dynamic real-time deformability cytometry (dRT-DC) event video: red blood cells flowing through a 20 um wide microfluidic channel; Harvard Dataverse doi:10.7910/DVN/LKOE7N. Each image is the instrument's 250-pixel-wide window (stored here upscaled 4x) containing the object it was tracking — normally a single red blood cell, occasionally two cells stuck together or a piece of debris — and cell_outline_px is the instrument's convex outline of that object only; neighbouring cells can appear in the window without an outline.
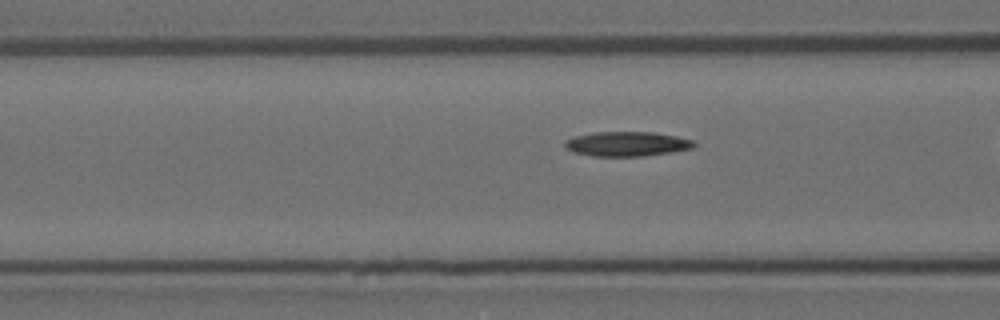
{"species": "Egyptian fruit bat (a non-hibernating species)", "species_latin": "Rousettus aegyptiacus", "temperature_condition": "room temperature", "stored_images_in_passage": 42, "camera_frame_rate_fps": 3000, "um_per_image_px": 0.085, "animal": {"sex": "female"}, "frame": {"image": 1, "passage_image": 20, "time_ms": 6.333, "image_size_px": [1000, 320], "cell_outline_px": [[696, 144], [692, 148], [672, 152], [644, 156], [592, 156], [576, 152], [568, 148], [564, 144], [564, 140], [576, 136], [596, 132], [652, 132], [676, 136], [692, 140]], "centroid_in_image_um": [53.31, 12.23], "position_along_channel_um": 113.3, "area_um2": 18.32}}
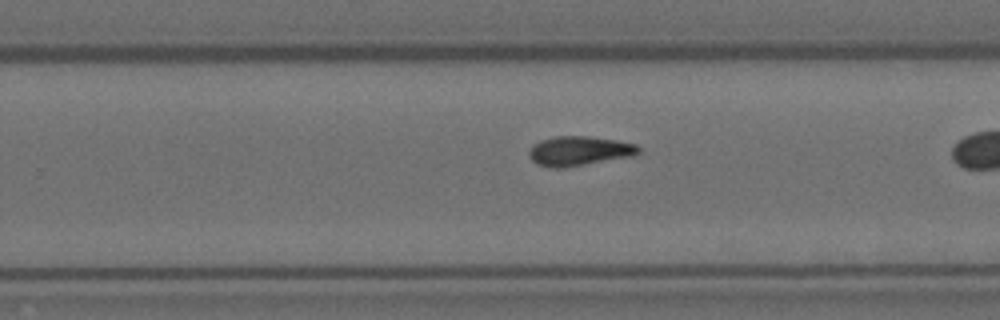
{"frame": {"image": 2, "passage_image": 34, "time_ms": 11.0, "image_size_px": [1000, 320], "cell_outline_px": [[640, 152], [632, 156], [564, 168], [552, 168], [536, 164], [528, 156], [528, 152], [532, 144], [540, 140], [552, 136], [588, 136], [616, 140], [636, 144], [640, 148]], "centroid_in_image_um": [49.18, 12.83], "position_along_channel_um": 280.6, "area_um2": 19.02}}
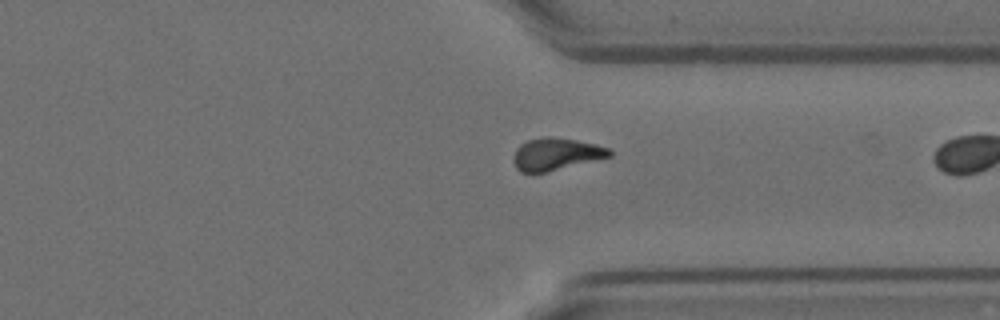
{"frame": {"image": 3, "passage_image": 41, "time_ms": 13.333, "image_size_px": [1000, 320], "cell_outline_px": [[612, 156], [544, 172], [520, 172], [516, 168], [516, 148], [520, 144], [528, 140], [544, 136], [548, 136], [576, 140], [596, 144], [608, 148], [612, 152]], "centroid_in_image_um": [47.28, 13.08], "position_along_channel_um": 364.1, "area_um2": 17.57}}